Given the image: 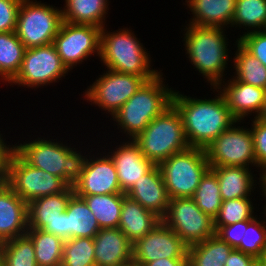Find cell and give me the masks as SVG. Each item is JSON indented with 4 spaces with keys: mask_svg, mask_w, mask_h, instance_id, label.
I'll use <instances>...</instances> for the list:
<instances>
[{
    "mask_svg": "<svg viewBox=\"0 0 266 266\" xmlns=\"http://www.w3.org/2000/svg\"><path fill=\"white\" fill-rule=\"evenodd\" d=\"M174 92L172 105L179 112L184 134L190 147L206 149L221 133L238 121L223 95L213 99H197Z\"/></svg>",
    "mask_w": 266,
    "mask_h": 266,
    "instance_id": "6da1fadb",
    "label": "cell"
},
{
    "mask_svg": "<svg viewBox=\"0 0 266 266\" xmlns=\"http://www.w3.org/2000/svg\"><path fill=\"white\" fill-rule=\"evenodd\" d=\"M184 36L185 49L193 66L213 85L222 89V79L228 65V45L224 29L189 24Z\"/></svg>",
    "mask_w": 266,
    "mask_h": 266,
    "instance_id": "7a4b0ae2",
    "label": "cell"
},
{
    "mask_svg": "<svg viewBox=\"0 0 266 266\" xmlns=\"http://www.w3.org/2000/svg\"><path fill=\"white\" fill-rule=\"evenodd\" d=\"M161 72L145 81L127 102L114 114L124 133L132 140L157 116L172 105L174 91L163 84Z\"/></svg>",
    "mask_w": 266,
    "mask_h": 266,
    "instance_id": "3957f363",
    "label": "cell"
},
{
    "mask_svg": "<svg viewBox=\"0 0 266 266\" xmlns=\"http://www.w3.org/2000/svg\"><path fill=\"white\" fill-rule=\"evenodd\" d=\"M44 139L38 138L18 146L15 144L14 151L30 166L60 177L73 186L82 175L87 157L77 153L75 148Z\"/></svg>",
    "mask_w": 266,
    "mask_h": 266,
    "instance_id": "277c9868",
    "label": "cell"
},
{
    "mask_svg": "<svg viewBox=\"0 0 266 266\" xmlns=\"http://www.w3.org/2000/svg\"><path fill=\"white\" fill-rule=\"evenodd\" d=\"M128 29L117 32H106L101 29L100 36V58L107 69L134 74L142 77L145 81L153 79L160 72L151 70L146 48L137 40L135 35Z\"/></svg>",
    "mask_w": 266,
    "mask_h": 266,
    "instance_id": "5b68a950",
    "label": "cell"
},
{
    "mask_svg": "<svg viewBox=\"0 0 266 266\" xmlns=\"http://www.w3.org/2000/svg\"><path fill=\"white\" fill-rule=\"evenodd\" d=\"M133 141L143 155L155 165L190 147L184 134L181 116L173 105L155 117Z\"/></svg>",
    "mask_w": 266,
    "mask_h": 266,
    "instance_id": "8992f818",
    "label": "cell"
},
{
    "mask_svg": "<svg viewBox=\"0 0 266 266\" xmlns=\"http://www.w3.org/2000/svg\"><path fill=\"white\" fill-rule=\"evenodd\" d=\"M170 199L192 197L210 168L205 149L189 147L159 165Z\"/></svg>",
    "mask_w": 266,
    "mask_h": 266,
    "instance_id": "52a82bcc",
    "label": "cell"
},
{
    "mask_svg": "<svg viewBox=\"0 0 266 266\" xmlns=\"http://www.w3.org/2000/svg\"><path fill=\"white\" fill-rule=\"evenodd\" d=\"M63 22L62 10L32 0H22L16 34L25 48L52 44Z\"/></svg>",
    "mask_w": 266,
    "mask_h": 266,
    "instance_id": "ba28073f",
    "label": "cell"
},
{
    "mask_svg": "<svg viewBox=\"0 0 266 266\" xmlns=\"http://www.w3.org/2000/svg\"><path fill=\"white\" fill-rule=\"evenodd\" d=\"M5 182L27 203L59 194L69 187L62 178L30 166L15 151L9 158Z\"/></svg>",
    "mask_w": 266,
    "mask_h": 266,
    "instance_id": "9c48e42d",
    "label": "cell"
},
{
    "mask_svg": "<svg viewBox=\"0 0 266 266\" xmlns=\"http://www.w3.org/2000/svg\"><path fill=\"white\" fill-rule=\"evenodd\" d=\"M161 221L188 246L216 235L214 219L202 212L191 197L170 199Z\"/></svg>",
    "mask_w": 266,
    "mask_h": 266,
    "instance_id": "30bf717a",
    "label": "cell"
},
{
    "mask_svg": "<svg viewBox=\"0 0 266 266\" xmlns=\"http://www.w3.org/2000/svg\"><path fill=\"white\" fill-rule=\"evenodd\" d=\"M234 125L226 129L206 147L205 153L210 168L223 166L249 168L250 164L258 167L252 131Z\"/></svg>",
    "mask_w": 266,
    "mask_h": 266,
    "instance_id": "8fae6325",
    "label": "cell"
},
{
    "mask_svg": "<svg viewBox=\"0 0 266 266\" xmlns=\"http://www.w3.org/2000/svg\"><path fill=\"white\" fill-rule=\"evenodd\" d=\"M68 71L53 43L32 47L25 50L20 69L9 83L38 88L57 82Z\"/></svg>",
    "mask_w": 266,
    "mask_h": 266,
    "instance_id": "7c38bea8",
    "label": "cell"
},
{
    "mask_svg": "<svg viewBox=\"0 0 266 266\" xmlns=\"http://www.w3.org/2000/svg\"><path fill=\"white\" fill-rule=\"evenodd\" d=\"M101 29L90 24L62 22L53 44L68 70L82 63L94 52L100 56Z\"/></svg>",
    "mask_w": 266,
    "mask_h": 266,
    "instance_id": "4fadbf2b",
    "label": "cell"
},
{
    "mask_svg": "<svg viewBox=\"0 0 266 266\" xmlns=\"http://www.w3.org/2000/svg\"><path fill=\"white\" fill-rule=\"evenodd\" d=\"M145 80L134 74L108 69L85 92V97L114 115L136 93Z\"/></svg>",
    "mask_w": 266,
    "mask_h": 266,
    "instance_id": "5bb4252c",
    "label": "cell"
},
{
    "mask_svg": "<svg viewBox=\"0 0 266 266\" xmlns=\"http://www.w3.org/2000/svg\"><path fill=\"white\" fill-rule=\"evenodd\" d=\"M158 258H188V245L162 221L133 244L134 264L145 266Z\"/></svg>",
    "mask_w": 266,
    "mask_h": 266,
    "instance_id": "9a60e30c",
    "label": "cell"
},
{
    "mask_svg": "<svg viewBox=\"0 0 266 266\" xmlns=\"http://www.w3.org/2000/svg\"><path fill=\"white\" fill-rule=\"evenodd\" d=\"M90 160V161H89ZM77 196L123 193L110 155L93 160L86 158L82 175L72 186Z\"/></svg>",
    "mask_w": 266,
    "mask_h": 266,
    "instance_id": "2e32d148",
    "label": "cell"
},
{
    "mask_svg": "<svg viewBox=\"0 0 266 266\" xmlns=\"http://www.w3.org/2000/svg\"><path fill=\"white\" fill-rule=\"evenodd\" d=\"M28 203L5 182L0 186V244L26 235Z\"/></svg>",
    "mask_w": 266,
    "mask_h": 266,
    "instance_id": "e0dca14e",
    "label": "cell"
},
{
    "mask_svg": "<svg viewBox=\"0 0 266 266\" xmlns=\"http://www.w3.org/2000/svg\"><path fill=\"white\" fill-rule=\"evenodd\" d=\"M96 266H129L133 244L119 228H104L94 236Z\"/></svg>",
    "mask_w": 266,
    "mask_h": 266,
    "instance_id": "ac0fdd59",
    "label": "cell"
},
{
    "mask_svg": "<svg viewBox=\"0 0 266 266\" xmlns=\"http://www.w3.org/2000/svg\"><path fill=\"white\" fill-rule=\"evenodd\" d=\"M113 150L110 158L114 162L120 189L126 193L136 181L148 173L155 164L148 160L132 140Z\"/></svg>",
    "mask_w": 266,
    "mask_h": 266,
    "instance_id": "d6986e66",
    "label": "cell"
},
{
    "mask_svg": "<svg viewBox=\"0 0 266 266\" xmlns=\"http://www.w3.org/2000/svg\"><path fill=\"white\" fill-rule=\"evenodd\" d=\"M125 195L140 203L144 208L154 212L160 218L166 214L170 201L162 172L158 165H155L139 181H136Z\"/></svg>",
    "mask_w": 266,
    "mask_h": 266,
    "instance_id": "ffe728a7",
    "label": "cell"
},
{
    "mask_svg": "<svg viewBox=\"0 0 266 266\" xmlns=\"http://www.w3.org/2000/svg\"><path fill=\"white\" fill-rule=\"evenodd\" d=\"M220 93L225 98L232 115L243 120L250 113H256V118L263 111L266 100V89L240 82L235 78L223 87Z\"/></svg>",
    "mask_w": 266,
    "mask_h": 266,
    "instance_id": "44dd1931",
    "label": "cell"
},
{
    "mask_svg": "<svg viewBox=\"0 0 266 266\" xmlns=\"http://www.w3.org/2000/svg\"><path fill=\"white\" fill-rule=\"evenodd\" d=\"M160 221V217L154 212L144 208L137 201L131 199L127 195L123 198L118 228L126 235L132 244L138 239L143 238Z\"/></svg>",
    "mask_w": 266,
    "mask_h": 266,
    "instance_id": "7402d4cb",
    "label": "cell"
},
{
    "mask_svg": "<svg viewBox=\"0 0 266 266\" xmlns=\"http://www.w3.org/2000/svg\"><path fill=\"white\" fill-rule=\"evenodd\" d=\"M194 18L189 24L220 27L232 23L236 0H186Z\"/></svg>",
    "mask_w": 266,
    "mask_h": 266,
    "instance_id": "603a6c76",
    "label": "cell"
},
{
    "mask_svg": "<svg viewBox=\"0 0 266 266\" xmlns=\"http://www.w3.org/2000/svg\"><path fill=\"white\" fill-rule=\"evenodd\" d=\"M210 169L217 176L222 201L249 197L251 190H254V177L247 167L223 166Z\"/></svg>",
    "mask_w": 266,
    "mask_h": 266,
    "instance_id": "cb8c5ba5",
    "label": "cell"
},
{
    "mask_svg": "<svg viewBox=\"0 0 266 266\" xmlns=\"http://www.w3.org/2000/svg\"><path fill=\"white\" fill-rule=\"evenodd\" d=\"M100 226L85 200L75 194L66 207V240L69 238H94Z\"/></svg>",
    "mask_w": 266,
    "mask_h": 266,
    "instance_id": "d4e9b609",
    "label": "cell"
},
{
    "mask_svg": "<svg viewBox=\"0 0 266 266\" xmlns=\"http://www.w3.org/2000/svg\"><path fill=\"white\" fill-rule=\"evenodd\" d=\"M74 194L72 186L64 192L40 197L28 203V227L42 229L47 222L66 211L69 199Z\"/></svg>",
    "mask_w": 266,
    "mask_h": 266,
    "instance_id": "484cf974",
    "label": "cell"
},
{
    "mask_svg": "<svg viewBox=\"0 0 266 266\" xmlns=\"http://www.w3.org/2000/svg\"><path fill=\"white\" fill-rule=\"evenodd\" d=\"M108 0H65L63 21L73 24H90L103 28L108 14ZM104 20V21H103ZM104 23V24H103Z\"/></svg>",
    "mask_w": 266,
    "mask_h": 266,
    "instance_id": "4316f807",
    "label": "cell"
},
{
    "mask_svg": "<svg viewBox=\"0 0 266 266\" xmlns=\"http://www.w3.org/2000/svg\"><path fill=\"white\" fill-rule=\"evenodd\" d=\"M232 248L217 235L188 246V261L194 266H225Z\"/></svg>",
    "mask_w": 266,
    "mask_h": 266,
    "instance_id": "83f0119b",
    "label": "cell"
},
{
    "mask_svg": "<svg viewBox=\"0 0 266 266\" xmlns=\"http://www.w3.org/2000/svg\"><path fill=\"white\" fill-rule=\"evenodd\" d=\"M125 193L79 196L95 215L101 229L118 228Z\"/></svg>",
    "mask_w": 266,
    "mask_h": 266,
    "instance_id": "f1b7e54d",
    "label": "cell"
},
{
    "mask_svg": "<svg viewBox=\"0 0 266 266\" xmlns=\"http://www.w3.org/2000/svg\"><path fill=\"white\" fill-rule=\"evenodd\" d=\"M26 235L34 244L37 266H61L65 240L34 228H28Z\"/></svg>",
    "mask_w": 266,
    "mask_h": 266,
    "instance_id": "f546056e",
    "label": "cell"
},
{
    "mask_svg": "<svg viewBox=\"0 0 266 266\" xmlns=\"http://www.w3.org/2000/svg\"><path fill=\"white\" fill-rule=\"evenodd\" d=\"M25 50L24 44L15 31L0 32V76L2 80L9 83L16 76Z\"/></svg>",
    "mask_w": 266,
    "mask_h": 266,
    "instance_id": "4dcf8cb0",
    "label": "cell"
},
{
    "mask_svg": "<svg viewBox=\"0 0 266 266\" xmlns=\"http://www.w3.org/2000/svg\"><path fill=\"white\" fill-rule=\"evenodd\" d=\"M236 56L234 57V78L255 87L266 89V66L249 53L238 41Z\"/></svg>",
    "mask_w": 266,
    "mask_h": 266,
    "instance_id": "1f68e13d",
    "label": "cell"
},
{
    "mask_svg": "<svg viewBox=\"0 0 266 266\" xmlns=\"http://www.w3.org/2000/svg\"><path fill=\"white\" fill-rule=\"evenodd\" d=\"M198 208L213 219L218 215L222 197L216 174L209 168L202 176L199 186L191 197Z\"/></svg>",
    "mask_w": 266,
    "mask_h": 266,
    "instance_id": "d6a6232c",
    "label": "cell"
},
{
    "mask_svg": "<svg viewBox=\"0 0 266 266\" xmlns=\"http://www.w3.org/2000/svg\"><path fill=\"white\" fill-rule=\"evenodd\" d=\"M4 266H37L34 244L27 236H20L0 244Z\"/></svg>",
    "mask_w": 266,
    "mask_h": 266,
    "instance_id": "836d02e7",
    "label": "cell"
},
{
    "mask_svg": "<svg viewBox=\"0 0 266 266\" xmlns=\"http://www.w3.org/2000/svg\"><path fill=\"white\" fill-rule=\"evenodd\" d=\"M245 26L253 31L266 30V0H236L231 27ZM254 29V30H253Z\"/></svg>",
    "mask_w": 266,
    "mask_h": 266,
    "instance_id": "e575fe53",
    "label": "cell"
},
{
    "mask_svg": "<svg viewBox=\"0 0 266 266\" xmlns=\"http://www.w3.org/2000/svg\"><path fill=\"white\" fill-rule=\"evenodd\" d=\"M61 266H96L93 238L65 240Z\"/></svg>",
    "mask_w": 266,
    "mask_h": 266,
    "instance_id": "d590c367",
    "label": "cell"
},
{
    "mask_svg": "<svg viewBox=\"0 0 266 266\" xmlns=\"http://www.w3.org/2000/svg\"><path fill=\"white\" fill-rule=\"evenodd\" d=\"M255 218L243 221L242 239L235 249L254 258H261L266 250V222Z\"/></svg>",
    "mask_w": 266,
    "mask_h": 266,
    "instance_id": "8d00e7d4",
    "label": "cell"
},
{
    "mask_svg": "<svg viewBox=\"0 0 266 266\" xmlns=\"http://www.w3.org/2000/svg\"><path fill=\"white\" fill-rule=\"evenodd\" d=\"M249 197L222 201L214 226L232 225L254 217L253 205Z\"/></svg>",
    "mask_w": 266,
    "mask_h": 266,
    "instance_id": "74e56055",
    "label": "cell"
},
{
    "mask_svg": "<svg viewBox=\"0 0 266 266\" xmlns=\"http://www.w3.org/2000/svg\"><path fill=\"white\" fill-rule=\"evenodd\" d=\"M237 41L266 66V30L247 31Z\"/></svg>",
    "mask_w": 266,
    "mask_h": 266,
    "instance_id": "f35d334b",
    "label": "cell"
},
{
    "mask_svg": "<svg viewBox=\"0 0 266 266\" xmlns=\"http://www.w3.org/2000/svg\"><path fill=\"white\" fill-rule=\"evenodd\" d=\"M251 131L254 138V153L260 171L266 168V121L254 117Z\"/></svg>",
    "mask_w": 266,
    "mask_h": 266,
    "instance_id": "ab89813d",
    "label": "cell"
},
{
    "mask_svg": "<svg viewBox=\"0 0 266 266\" xmlns=\"http://www.w3.org/2000/svg\"><path fill=\"white\" fill-rule=\"evenodd\" d=\"M22 0H0V32H13Z\"/></svg>",
    "mask_w": 266,
    "mask_h": 266,
    "instance_id": "60d3db41",
    "label": "cell"
},
{
    "mask_svg": "<svg viewBox=\"0 0 266 266\" xmlns=\"http://www.w3.org/2000/svg\"><path fill=\"white\" fill-rule=\"evenodd\" d=\"M216 235L224 242H227L232 248H236L242 239L243 221L226 226H214Z\"/></svg>",
    "mask_w": 266,
    "mask_h": 266,
    "instance_id": "b9f144b4",
    "label": "cell"
},
{
    "mask_svg": "<svg viewBox=\"0 0 266 266\" xmlns=\"http://www.w3.org/2000/svg\"><path fill=\"white\" fill-rule=\"evenodd\" d=\"M41 230L47 233H52L61 237L63 240H66V211L59 214L54 220L47 222Z\"/></svg>",
    "mask_w": 266,
    "mask_h": 266,
    "instance_id": "7bdbcfd3",
    "label": "cell"
},
{
    "mask_svg": "<svg viewBox=\"0 0 266 266\" xmlns=\"http://www.w3.org/2000/svg\"><path fill=\"white\" fill-rule=\"evenodd\" d=\"M254 259L253 256L234 248L225 261V266H250Z\"/></svg>",
    "mask_w": 266,
    "mask_h": 266,
    "instance_id": "ee69618b",
    "label": "cell"
},
{
    "mask_svg": "<svg viewBox=\"0 0 266 266\" xmlns=\"http://www.w3.org/2000/svg\"><path fill=\"white\" fill-rule=\"evenodd\" d=\"M0 134V169H2L5 173L8 167L9 158L14 151V146H9L4 143L3 138H1ZM8 146V147H7Z\"/></svg>",
    "mask_w": 266,
    "mask_h": 266,
    "instance_id": "f6af8a7d",
    "label": "cell"
},
{
    "mask_svg": "<svg viewBox=\"0 0 266 266\" xmlns=\"http://www.w3.org/2000/svg\"><path fill=\"white\" fill-rule=\"evenodd\" d=\"M188 258H163L148 262L145 266H183Z\"/></svg>",
    "mask_w": 266,
    "mask_h": 266,
    "instance_id": "bcb514c9",
    "label": "cell"
},
{
    "mask_svg": "<svg viewBox=\"0 0 266 266\" xmlns=\"http://www.w3.org/2000/svg\"><path fill=\"white\" fill-rule=\"evenodd\" d=\"M263 172L260 174V187L263 190L262 193L266 199V168L261 169Z\"/></svg>",
    "mask_w": 266,
    "mask_h": 266,
    "instance_id": "7dc6e473",
    "label": "cell"
},
{
    "mask_svg": "<svg viewBox=\"0 0 266 266\" xmlns=\"http://www.w3.org/2000/svg\"><path fill=\"white\" fill-rule=\"evenodd\" d=\"M250 266H266L265 263L261 260V258H255Z\"/></svg>",
    "mask_w": 266,
    "mask_h": 266,
    "instance_id": "c3c4849f",
    "label": "cell"
},
{
    "mask_svg": "<svg viewBox=\"0 0 266 266\" xmlns=\"http://www.w3.org/2000/svg\"><path fill=\"white\" fill-rule=\"evenodd\" d=\"M258 118H260L263 121H266V100H265V105H264L263 111Z\"/></svg>",
    "mask_w": 266,
    "mask_h": 266,
    "instance_id": "681fc988",
    "label": "cell"
},
{
    "mask_svg": "<svg viewBox=\"0 0 266 266\" xmlns=\"http://www.w3.org/2000/svg\"><path fill=\"white\" fill-rule=\"evenodd\" d=\"M5 183V172L0 169V186Z\"/></svg>",
    "mask_w": 266,
    "mask_h": 266,
    "instance_id": "f907efd6",
    "label": "cell"
},
{
    "mask_svg": "<svg viewBox=\"0 0 266 266\" xmlns=\"http://www.w3.org/2000/svg\"><path fill=\"white\" fill-rule=\"evenodd\" d=\"M261 260L265 263L266 265V250L263 252Z\"/></svg>",
    "mask_w": 266,
    "mask_h": 266,
    "instance_id": "816d5d0a",
    "label": "cell"
},
{
    "mask_svg": "<svg viewBox=\"0 0 266 266\" xmlns=\"http://www.w3.org/2000/svg\"><path fill=\"white\" fill-rule=\"evenodd\" d=\"M183 266H194V265L187 260L186 263Z\"/></svg>",
    "mask_w": 266,
    "mask_h": 266,
    "instance_id": "f5cc1de1",
    "label": "cell"
},
{
    "mask_svg": "<svg viewBox=\"0 0 266 266\" xmlns=\"http://www.w3.org/2000/svg\"><path fill=\"white\" fill-rule=\"evenodd\" d=\"M0 266H4L3 259L1 257V253H0Z\"/></svg>",
    "mask_w": 266,
    "mask_h": 266,
    "instance_id": "db71d44e",
    "label": "cell"
},
{
    "mask_svg": "<svg viewBox=\"0 0 266 266\" xmlns=\"http://www.w3.org/2000/svg\"><path fill=\"white\" fill-rule=\"evenodd\" d=\"M129 266H140V265L134 264V263L132 262Z\"/></svg>",
    "mask_w": 266,
    "mask_h": 266,
    "instance_id": "11a10c76",
    "label": "cell"
}]
</instances>
